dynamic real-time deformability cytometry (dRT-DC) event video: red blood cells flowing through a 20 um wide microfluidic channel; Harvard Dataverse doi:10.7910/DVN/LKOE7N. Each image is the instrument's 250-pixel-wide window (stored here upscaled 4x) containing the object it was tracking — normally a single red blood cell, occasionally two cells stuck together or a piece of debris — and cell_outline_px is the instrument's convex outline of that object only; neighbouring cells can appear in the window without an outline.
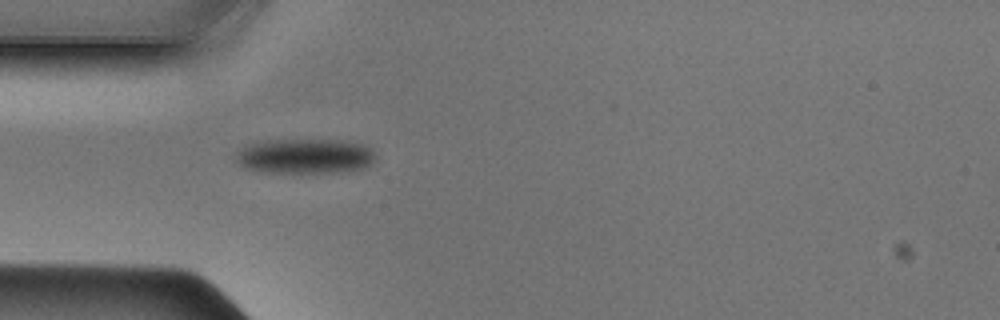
{"species": "Egyptian fruit bat (a non-hibernating species)", "species_latin": "Rousettus aegyptiacus", "temperature_condition": "cold", "stored_images_in_passage": 35, "camera_frame_rate_fps": 3000, "um_per_image_px": 0.085, "animal": {"sex": "male"}, "frame": {"image": 1, "passage_image": 1, "time_ms": 0.0, "image_size_px": [1000, 320], "cell_outline_px": [[376, 156], [372, 164], [364, 168], [336, 172], [264, 172], [244, 168], [236, 164], [236, 152], [252, 144], [272, 140], [344, 140], [364, 144], [372, 148]], "centroid_in_image_um": [25.97, 13.27], "position_along_channel_um": 59.0, "area_um2": 28.44}}
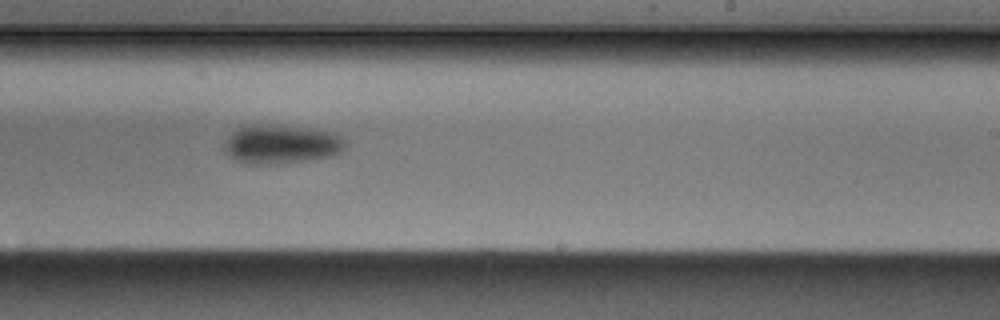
{"frame": {"image": 2, "passage_image": 16, "time_ms": 5.0, "image_size_px": [1000, 320], "cell_outline_px": [[348, 144], [340, 152], [328, 156], [304, 160], [276, 164], [244, 164], [236, 160], [224, 148], [224, 140], [236, 128], [244, 124], [252, 124], [308, 128], [336, 132]], "centroid_in_image_um": [23.88, 12.25], "position_along_channel_um": 265.1, "area_um2": 27.4}}
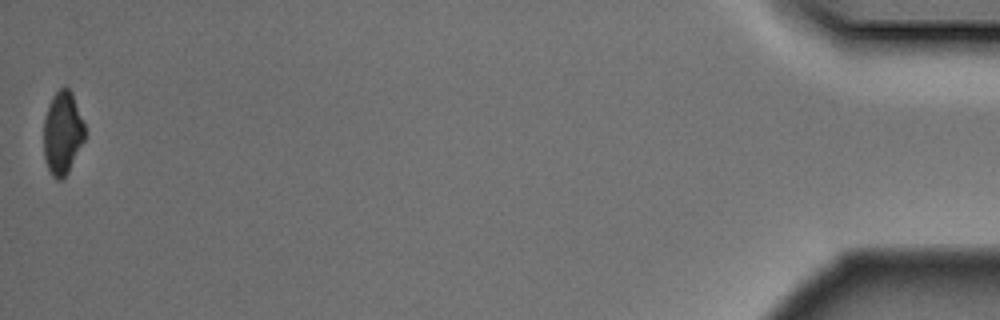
{"frame": {"image": 3, "passage_image": 35, "time_ms": 11.333, "image_size_px": [1000, 320], "cell_outline_px": [[84, 140], [68, 172], [60, 180], [56, 180], [52, 176], [48, 168], [44, 156], [44, 120], [52, 96], [60, 88], [68, 88], [72, 92], [84, 124]], "centroid_in_image_um": [5.31, 11.31], "position_along_channel_um": 429.9, "area_um2": 19.59}}